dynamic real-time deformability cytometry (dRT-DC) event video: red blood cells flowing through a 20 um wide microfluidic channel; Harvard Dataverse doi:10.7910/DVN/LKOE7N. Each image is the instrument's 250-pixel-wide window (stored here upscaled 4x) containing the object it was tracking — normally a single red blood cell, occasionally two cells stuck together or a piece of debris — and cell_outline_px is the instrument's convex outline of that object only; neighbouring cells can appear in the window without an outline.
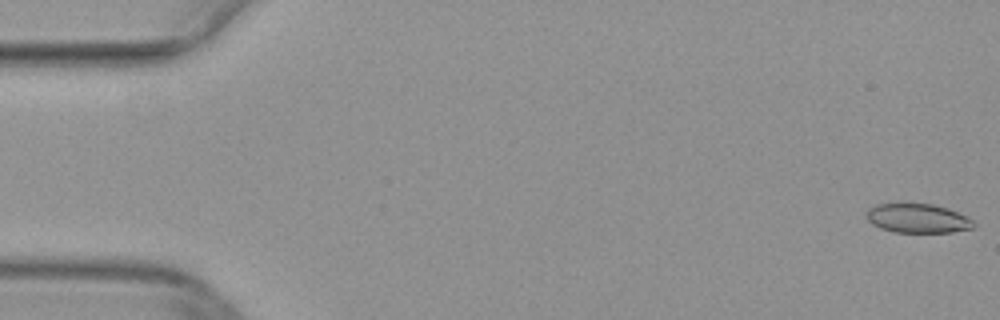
{"species": "common noctule bat (a hibernating species)", "species_latin": "Nyctalus noctula", "temperature_condition": "warm", "stored_images_in_passage": 16, "camera_frame_rate_fps": 3000, "um_per_image_px": 0.085, "animal": {"sex": "female", "body_mass_g": 29.2, "forearm_length_mm": 56.3}, "frame": {"image": 1, "passage_image": 1, "time_ms": 0.0, "image_size_px": [1000, 320], "cell_outline_px": [[976, 224], [972, 228], [952, 232], [892, 232], [880, 228], [872, 224], [864, 216], [868, 208], [876, 204], [900, 200], [908, 200], [932, 204], [948, 208], [972, 220]], "centroid_in_image_um": [77.9, 18.5], "position_along_channel_um": 7.1, "area_um2": 19.07}}